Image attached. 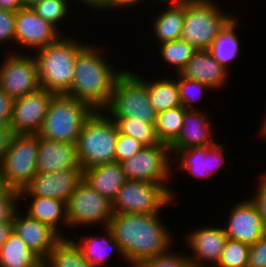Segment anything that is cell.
Returning <instances> with one entry per match:
<instances>
[{"label": "cell", "instance_id": "obj_1", "mask_svg": "<svg viewBox=\"0 0 266 267\" xmlns=\"http://www.w3.org/2000/svg\"><path fill=\"white\" fill-rule=\"evenodd\" d=\"M160 214L113 213L107 228L119 243L130 267L171 251L174 235L165 227Z\"/></svg>", "mask_w": 266, "mask_h": 267}, {"label": "cell", "instance_id": "obj_2", "mask_svg": "<svg viewBox=\"0 0 266 267\" xmlns=\"http://www.w3.org/2000/svg\"><path fill=\"white\" fill-rule=\"evenodd\" d=\"M95 47L86 44L77 54L72 85L65 95L88 103L94 110H104L127 67L114 68L98 45Z\"/></svg>", "mask_w": 266, "mask_h": 267}, {"label": "cell", "instance_id": "obj_3", "mask_svg": "<svg viewBox=\"0 0 266 267\" xmlns=\"http://www.w3.org/2000/svg\"><path fill=\"white\" fill-rule=\"evenodd\" d=\"M73 37L70 34L62 35L57 41L32 53L37 61L41 89L55 95L69 91L77 54L86 45L76 36Z\"/></svg>", "mask_w": 266, "mask_h": 267}, {"label": "cell", "instance_id": "obj_4", "mask_svg": "<svg viewBox=\"0 0 266 267\" xmlns=\"http://www.w3.org/2000/svg\"><path fill=\"white\" fill-rule=\"evenodd\" d=\"M118 130L104 110H95L86 120L76 143L77 158L83 170L115 162Z\"/></svg>", "mask_w": 266, "mask_h": 267}, {"label": "cell", "instance_id": "obj_5", "mask_svg": "<svg viewBox=\"0 0 266 267\" xmlns=\"http://www.w3.org/2000/svg\"><path fill=\"white\" fill-rule=\"evenodd\" d=\"M94 111L86 102L65 94L54 95L38 135L49 140L76 145L84 123Z\"/></svg>", "mask_w": 266, "mask_h": 267}, {"label": "cell", "instance_id": "obj_6", "mask_svg": "<svg viewBox=\"0 0 266 267\" xmlns=\"http://www.w3.org/2000/svg\"><path fill=\"white\" fill-rule=\"evenodd\" d=\"M135 70H125L116 81L108 106L104 111L110 117H129L143 123L155 124L157 113L150 104L147 78Z\"/></svg>", "mask_w": 266, "mask_h": 267}, {"label": "cell", "instance_id": "obj_7", "mask_svg": "<svg viewBox=\"0 0 266 267\" xmlns=\"http://www.w3.org/2000/svg\"><path fill=\"white\" fill-rule=\"evenodd\" d=\"M213 0L185 4L181 39L197 50H208L220 31L235 16Z\"/></svg>", "mask_w": 266, "mask_h": 267}, {"label": "cell", "instance_id": "obj_8", "mask_svg": "<svg viewBox=\"0 0 266 267\" xmlns=\"http://www.w3.org/2000/svg\"><path fill=\"white\" fill-rule=\"evenodd\" d=\"M172 201L171 191L163 183L127 180L112 201V210L113 213L157 214Z\"/></svg>", "mask_w": 266, "mask_h": 267}, {"label": "cell", "instance_id": "obj_9", "mask_svg": "<svg viewBox=\"0 0 266 267\" xmlns=\"http://www.w3.org/2000/svg\"><path fill=\"white\" fill-rule=\"evenodd\" d=\"M171 156V157H170ZM173 157L169 145L143 146V148L131 158L121 162L127 180H139L151 183H163L171 191L173 202V189L168 187V182L175 176L173 168ZM172 163V164H171Z\"/></svg>", "mask_w": 266, "mask_h": 267}, {"label": "cell", "instance_id": "obj_10", "mask_svg": "<svg viewBox=\"0 0 266 267\" xmlns=\"http://www.w3.org/2000/svg\"><path fill=\"white\" fill-rule=\"evenodd\" d=\"M38 134H14L0 163L8 186L22 191L37 172Z\"/></svg>", "mask_w": 266, "mask_h": 267}, {"label": "cell", "instance_id": "obj_11", "mask_svg": "<svg viewBox=\"0 0 266 267\" xmlns=\"http://www.w3.org/2000/svg\"><path fill=\"white\" fill-rule=\"evenodd\" d=\"M66 216L69 230L95 224L106 228L113 217L112 202L83 179L66 202Z\"/></svg>", "mask_w": 266, "mask_h": 267}, {"label": "cell", "instance_id": "obj_12", "mask_svg": "<svg viewBox=\"0 0 266 267\" xmlns=\"http://www.w3.org/2000/svg\"><path fill=\"white\" fill-rule=\"evenodd\" d=\"M9 51L7 49L6 57L3 56L4 61L0 65V88L14 99L41 89L34 54L26 51L24 55L16 49Z\"/></svg>", "mask_w": 266, "mask_h": 267}, {"label": "cell", "instance_id": "obj_13", "mask_svg": "<svg viewBox=\"0 0 266 267\" xmlns=\"http://www.w3.org/2000/svg\"><path fill=\"white\" fill-rule=\"evenodd\" d=\"M55 26L43 20L31 7L15 12V43L20 48L33 51L57 41L62 35Z\"/></svg>", "mask_w": 266, "mask_h": 267}, {"label": "cell", "instance_id": "obj_14", "mask_svg": "<svg viewBox=\"0 0 266 267\" xmlns=\"http://www.w3.org/2000/svg\"><path fill=\"white\" fill-rule=\"evenodd\" d=\"M224 147L225 145L221 143L189 147L179 151L173 157V164L177 163L178 170L187 172V175L192 178L210 180L228 162L225 159L227 150Z\"/></svg>", "mask_w": 266, "mask_h": 267}, {"label": "cell", "instance_id": "obj_15", "mask_svg": "<svg viewBox=\"0 0 266 267\" xmlns=\"http://www.w3.org/2000/svg\"><path fill=\"white\" fill-rule=\"evenodd\" d=\"M54 95L46 89H39L34 93L16 98L10 122L14 134H38Z\"/></svg>", "mask_w": 266, "mask_h": 267}, {"label": "cell", "instance_id": "obj_16", "mask_svg": "<svg viewBox=\"0 0 266 267\" xmlns=\"http://www.w3.org/2000/svg\"><path fill=\"white\" fill-rule=\"evenodd\" d=\"M83 180V169L38 172L19 196L49 197L67 202Z\"/></svg>", "mask_w": 266, "mask_h": 267}, {"label": "cell", "instance_id": "obj_17", "mask_svg": "<svg viewBox=\"0 0 266 267\" xmlns=\"http://www.w3.org/2000/svg\"><path fill=\"white\" fill-rule=\"evenodd\" d=\"M227 216L223 229L229 239L251 246L266 234L262 217L250 198L235 203Z\"/></svg>", "mask_w": 266, "mask_h": 267}, {"label": "cell", "instance_id": "obj_18", "mask_svg": "<svg viewBox=\"0 0 266 267\" xmlns=\"http://www.w3.org/2000/svg\"><path fill=\"white\" fill-rule=\"evenodd\" d=\"M188 257L194 267H215L220 260L227 235L222 225L202 226L186 234Z\"/></svg>", "mask_w": 266, "mask_h": 267}, {"label": "cell", "instance_id": "obj_19", "mask_svg": "<svg viewBox=\"0 0 266 267\" xmlns=\"http://www.w3.org/2000/svg\"><path fill=\"white\" fill-rule=\"evenodd\" d=\"M20 209L18 208L13 216V231L44 261L61 237L39 220L26 213L21 215Z\"/></svg>", "mask_w": 266, "mask_h": 267}, {"label": "cell", "instance_id": "obj_20", "mask_svg": "<svg viewBox=\"0 0 266 267\" xmlns=\"http://www.w3.org/2000/svg\"><path fill=\"white\" fill-rule=\"evenodd\" d=\"M207 114L206 111L203 114L199 109L185 111L180 133L169 145L172 157L189 147L212 146L218 142L214 140L213 130L215 129H212L213 122Z\"/></svg>", "mask_w": 266, "mask_h": 267}, {"label": "cell", "instance_id": "obj_21", "mask_svg": "<svg viewBox=\"0 0 266 267\" xmlns=\"http://www.w3.org/2000/svg\"><path fill=\"white\" fill-rule=\"evenodd\" d=\"M82 169L75 144L49 140L38 135L37 172Z\"/></svg>", "mask_w": 266, "mask_h": 267}, {"label": "cell", "instance_id": "obj_22", "mask_svg": "<svg viewBox=\"0 0 266 267\" xmlns=\"http://www.w3.org/2000/svg\"><path fill=\"white\" fill-rule=\"evenodd\" d=\"M179 75L205 83L211 90L221 89L229 79V72L212 57L209 50H196Z\"/></svg>", "mask_w": 266, "mask_h": 267}, {"label": "cell", "instance_id": "obj_23", "mask_svg": "<svg viewBox=\"0 0 266 267\" xmlns=\"http://www.w3.org/2000/svg\"><path fill=\"white\" fill-rule=\"evenodd\" d=\"M83 179L99 194L113 201L127 181L120 163L112 162L96 165L83 170Z\"/></svg>", "mask_w": 266, "mask_h": 267}, {"label": "cell", "instance_id": "obj_24", "mask_svg": "<svg viewBox=\"0 0 266 267\" xmlns=\"http://www.w3.org/2000/svg\"><path fill=\"white\" fill-rule=\"evenodd\" d=\"M103 234L95 235H80V238H73L76 240L75 243L80 247L84 258L89 262V264L93 267H107L109 264H106V260L110 257L111 252L116 251L119 257H123V261H126L125 255L121 250L119 243L115 240L112 232L106 227L103 228ZM82 236V238H81ZM114 250V251H113Z\"/></svg>", "mask_w": 266, "mask_h": 267}, {"label": "cell", "instance_id": "obj_25", "mask_svg": "<svg viewBox=\"0 0 266 267\" xmlns=\"http://www.w3.org/2000/svg\"><path fill=\"white\" fill-rule=\"evenodd\" d=\"M32 199L31 203H28L27 198ZM19 202L27 201V210L25 213L39 220L51 227L61 238L66 237L65 233H61L59 226L64 225L65 230L68 227V221L66 216V203L49 197L40 196H19ZM62 224V225H60ZM59 225V226H58Z\"/></svg>", "mask_w": 266, "mask_h": 267}, {"label": "cell", "instance_id": "obj_26", "mask_svg": "<svg viewBox=\"0 0 266 267\" xmlns=\"http://www.w3.org/2000/svg\"><path fill=\"white\" fill-rule=\"evenodd\" d=\"M157 15V16H156ZM154 15L152 19V29L154 37L162 44L181 38L184 24L185 4H166L163 9Z\"/></svg>", "mask_w": 266, "mask_h": 267}, {"label": "cell", "instance_id": "obj_27", "mask_svg": "<svg viewBox=\"0 0 266 267\" xmlns=\"http://www.w3.org/2000/svg\"><path fill=\"white\" fill-rule=\"evenodd\" d=\"M236 17L237 15L227 23L208 49L212 57L228 72L231 69L230 63H233L232 60L237 58L239 52L241 53L239 41L241 38L238 35V30H236L241 24H238L240 22L238 21L239 17Z\"/></svg>", "mask_w": 266, "mask_h": 267}, {"label": "cell", "instance_id": "obj_28", "mask_svg": "<svg viewBox=\"0 0 266 267\" xmlns=\"http://www.w3.org/2000/svg\"><path fill=\"white\" fill-rule=\"evenodd\" d=\"M0 267H43V260L13 231L0 249Z\"/></svg>", "mask_w": 266, "mask_h": 267}, {"label": "cell", "instance_id": "obj_29", "mask_svg": "<svg viewBox=\"0 0 266 267\" xmlns=\"http://www.w3.org/2000/svg\"><path fill=\"white\" fill-rule=\"evenodd\" d=\"M164 76L153 81H150V79L147 80L149 101L157 114L182 106L177 79Z\"/></svg>", "mask_w": 266, "mask_h": 267}, {"label": "cell", "instance_id": "obj_30", "mask_svg": "<svg viewBox=\"0 0 266 267\" xmlns=\"http://www.w3.org/2000/svg\"><path fill=\"white\" fill-rule=\"evenodd\" d=\"M43 267H93L70 237L61 238L43 261Z\"/></svg>", "mask_w": 266, "mask_h": 267}, {"label": "cell", "instance_id": "obj_31", "mask_svg": "<svg viewBox=\"0 0 266 267\" xmlns=\"http://www.w3.org/2000/svg\"><path fill=\"white\" fill-rule=\"evenodd\" d=\"M116 124L118 133L131 136L144 146L161 144L155 129V124L143 123L129 117H111Z\"/></svg>", "mask_w": 266, "mask_h": 267}, {"label": "cell", "instance_id": "obj_32", "mask_svg": "<svg viewBox=\"0 0 266 267\" xmlns=\"http://www.w3.org/2000/svg\"><path fill=\"white\" fill-rule=\"evenodd\" d=\"M185 111L183 106H179L157 114L155 129L161 143L170 145L178 137Z\"/></svg>", "mask_w": 266, "mask_h": 267}, {"label": "cell", "instance_id": "obj_33", "mask_svg": "<svg viewBox=\"0 0 266 267\" xmlns=\"http://www.w3.org/2000/svg\"><path fill=\"white\" fill-rule=\"evenodd\" d=\"M161 60L167 62V66H173L171 69L179 74L184 66L191 60L193 53L197 50L192 44L183 39H177L170 42L159 44Z\"/></svg>", "mask_w": 266, "mask_h": 267}, {"label": "cell", "instance_id": "obj_34", "mask_svg": "<svg viewBox=\"0 0 266 267\" xmlns=\"http://www.w3.org/2000/svg\"><path fill=\"white\" fill-rule=\"evenodd\" d=\"M69 0H39L31 8L45 21L55 26L59 31L66 16L69 17ZM60 23L62 25H60Z\"/></svg>", "mask_w": 266, "mask_h": 267}, {"label": "cell", "instance_id": "obj_35", "mask_svg": "<svg viewBox=\"0 0 266 267\" xmlns=\"http://www.w3.org/2000/svg\"><path fill=\"white\" fill-rule=\"evenodd\" d=\"M249 251V245L227 238L215 267H247Z\"/></svg>", "mask_w": 266, "mask_h": 267}, {"label": "cell", "instance_id": "obj_36", "mask_svg": "<svg viewBox=\"0 0 266 267\" xmlns=\"http://www.w3.org/2000/svg\"><path fill=\"white\" fill-rule=\"evenodd\" d=\"M178 77L177 84L179 87V94L182 106L186 110H197V106L195 107L196 101L201 98L204 90L211 89L207 84L201 83L196 80L184 78L179 74H176Z\"/></svg>", "mask_w": 266, "mask_h": 267}, {"label": "cell", "instance_id": "obj_37", "mask_svg": "<svg viewBox=\"0 0 266 267\" xmlns=\"http://www.w3.org/2000/svg\"><path fill=\"white\" fill-rule=\"evenodd\" d=\"M172 250L171 253L169 251L164 255L139 261L133 267H194L188 254Z\"/></svg>", "mask_w": 266, "mask_h": 267}, {"label": "cell", "instance_id": "obj_38", "mask_svg": "<svg viewBox=\"0 0 266 267\" xmlns=\"http://www.w3.org/2000/svg\"><path fill=\"white\" fill-rule=\"evenodd\" d=\"M143 146V144L131 136L118 133L115 145V162L121 163L131 158L134 154L138 153Z\"/></svg>", "mask_w": 266, "mask_h": 267}, {"label": "cell", "instance_id": "obj_39", "mask_svg": "<svg viewBox=\"0 0 266 267\" xmlns=\"http://www.w3.org/2000/svg\"><path fill=\"white\" fill-rule=\"evenodd\" d=\"M19 200V191L13 189L0 196V223L13 222V216L21 205Z\"/></svg>", "mask_w": 266, "mask_h": 267}, {"label": "cell", "instance_id": "obj_40", "mask_svg": "<svg viewBox=\"0 0 266 267\" xmlns=\"http://www.w3.org/2000/svg\"><path fill=\"white\" fill-rule=\"evenodd\" d=\"M6 43L15 45V12L0 9V45Z\"/></svg>", "mask_w": 266, "mask_h": 267}, {"label": "cell", "instance_id": "obj_41", "mask_svg": "<svg viewBox=\"0 0 266 267\" xmlns=\"http://www.w3.org/2000/svg\"><path fill=\"white\" fill-rule=\"evenodd\" d=\"M247 267H266V234L250 246Z\"/></svg>", "mask_w": 266, "mask_h": 267}, {"label": "cell", "instance_id": "obj_42", "mask_svg": "<svg viewBox=\"0 0 266 267\" xmlns=\"http://www.w3.org/2000/svg\"><path fill=\"white\" fill-rule=\"evenodd\" d=\"M258 180L257 188L254 190L255 194L251 195L250 199L256 205L266 227V172L262 173Z\"/></svg>", "mask_w": 266, "mask_h": 267}, {"label": "cell", "instance_id": "obj_43", "mask_svg": "<svg viewBox=\"0 0 266 267\" xmlns=\"http://www.w3.org/2000/svg\"><path fill=\"white\" fill-rule=\"evenodd\" d=\"M14 100L0 88V127H10Z\"/></svg>", "mask_w": 266, "mask_h": 267}, {"label": "cell", "instance_id": "obj_44", "mask_svg": "<svg viewBox=\"0 0 266 267\" xmlns=\"http://www.w3.org/2000/svg\"><path fill=\"white\" fill-rule=\"evenodd\" d=\"M13 136L11 127H0V163L10 147Z\"/></svg>", "mask_w": 266, "mask_h": 267}, {"label": "cell", "instance_id": "obj_45", "mask_svg": "<svg viewBox=\"0 0 266 267\" xmlns=\"http://www.w3.org/2000/svg\"><path fill=\"white\" fill-rule=\"evenodd\" d=\"M144 1L147 2V0H109L108 5L106 7V11L112 10L114 12L117 9L121 10L122 8L125 10L126 8L128 9L129 7L135 8V6L138 4L142 5L141 2L144 3Z\"/></svg>", "mask_w": 266, "mask_h": 267}, {"label": "cell", "instance_id": "obj_46", "mask_svg": "<svg viewBox=\"0 0 266 267\" xmlns=\"http://www.w3.org/2000/svg\"><path fill=\"white\" fill-rule=\"evenodd\" d=\"M69 1L72 3L73 0H69ZM75 1H76V3L81 2L83 4V6L85 5L84 7L87 6L88 7L87 10L91 11V9H92L95 12L96 11L97 12L104 11V13L106 12V7H107L108 2H109V0H74V2Z\"/></svg>", "mask_w": 266, "mask_h": 267}, {"label": "cell", "instance_id": "obj_47", "mask_svg": "<svg viewBox=\"0 0 266 267\" xmlns=\"http://www.w3.org/2000/svg\"><path fill=\"white\" fill-rule=\"evenodd\" d=\"M13 232V222L0 223V249Z\"/></svg>", "mask_w": 266, "mask_h": 267}, {"label": "cell", "instance_id": "obj_48", "mask_svg": "<svg viewBox=\"0 0 266 267\" xmlns=\"http://www.w3.org/2000/svg\"><path fill=\"white\" fill-rule=\"evenodd\" d=\"M23 7L22 0H0V9L16 12Z\"/></svg>", "mask_w": 266, "mask_h": 267}, {"label": "cell", "instance_id": "obj_49", "mask_svg": "<svg viewBox=\"0 0 266 267\" xmlns=\"http://www.w3.org/2000/svg\"><path fill=\"white\" fill-rule=\"evenodd\" d=\"M11 188L8 186V183L5 177L2 175L0 171V196L5 195Z\"/></svg>", "mask_w": 266, "mask_h": 267}, {"label": "cell", "instance_id": "obj_50", "mask_svg": "<svg viewBox=\"0 0 266 267\" xmlns=\"http://www.w3.org/2000/svg\"><path fill=\"white\" fill-rule=\"evenodd\" d=\"M151 1H154V4L157 5L156 3L158 2L159 4L163 3L164 5V2L166 4H171V3H177V4H186V3H190V2H195V1H198V0H151ZM156 2V3H155Z\"/></svg>", "mask_w": 266, "mask_h": 267}, {"label": "cell", "instance_id": "obj_51", "mask_svg": "<svg viewBox=\"0 0 266 267\" xmlns=\"http://www.w3.org/2000/svg\"><path fill=\"white\" fill-rule=\"evenodd\" d=\"M265 119H263L262 121V125H261V129H260V134L262 136V139L266 137V117H264Z\"/></svg>", "mask_w": 266, "mask_h": 267}, {"label": "cell", "instance_id": "obj_52", "mask_svg": "<svg viewBox=\"0 0 266 267\" xmlns=\"http://www.w3.org/2000/svg\"><path fill=\"white\" fill-rule=\"evenodd\" d=\"M39 0H22L23 7H32Z\"/></svg>", "mask_w": 266, "mask_h": 267}]
</instances>
